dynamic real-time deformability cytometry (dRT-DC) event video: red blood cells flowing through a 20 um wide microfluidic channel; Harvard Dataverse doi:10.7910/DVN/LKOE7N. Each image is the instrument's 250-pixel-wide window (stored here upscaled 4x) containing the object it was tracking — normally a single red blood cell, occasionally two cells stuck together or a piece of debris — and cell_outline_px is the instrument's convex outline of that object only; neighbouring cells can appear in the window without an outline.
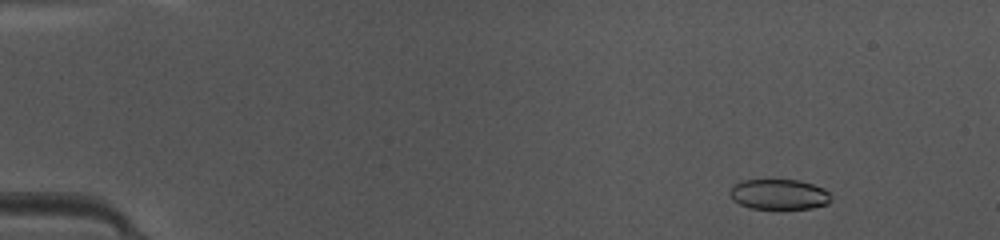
{"species": "common noctule bat (a hibernating species)", "species_latin": "Nyctalus noctula", "temperature_condition": "warm", "stored_images_in_passage": 47, "camera_frame_rate_fps": 3000, "um_per_image_px": 0.085, "animal": {"sex": "female", "body_mass_g": 10.0, "forearm_length_mm": 53.1}, "frame": {"image": 1, "passage_image": 6, "time_ms": 1.667, "image_size_px": [1000, 240], "cell_outline_px": [[832, 200], [828, 204], [812, 208], [748, 208], [732, 200], [728, 196], [728, 188], [740, 180], [800, 180], [824, 188], [832, 196]], "centroid_in_image_um": [66.18, 16.51], "position_along_channel_um": 18.8, "area_um2": 18.15}}
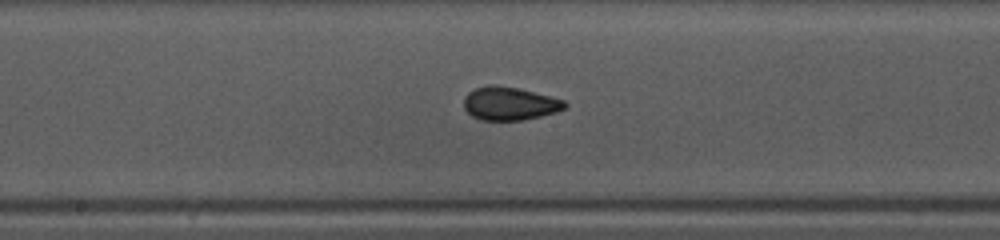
{"frame": {"image": 2, "passage_image": 26, "time_ms": 8.333, "image_size_px": [1000, 240], "cell_outline_px": [[568, 104], [564, 108], [556, 112], [540, 116], [520, 120], [480, 120], [472, 116], [464, 108], [464, 96], [468, 92], [476, 88], [492, 84], [516, 88], [564, 100]], "centroid_in_image_um": [43.28, 8.81], "position_along_channel_um": 204.9, "area_um2": 19.31}}
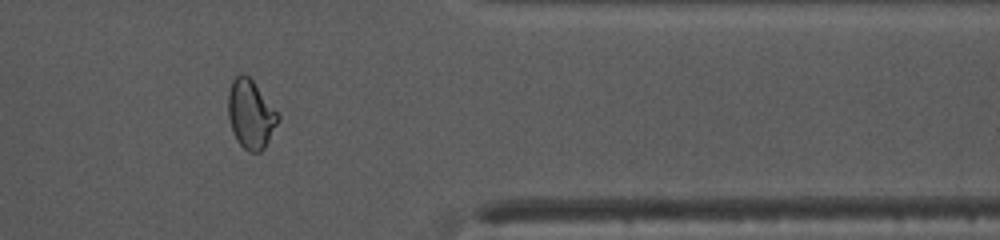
{"frame": {"image": 3, "passage_image": 40, "time_ms": 13.0, "image_size_px": [1000, 240], "cell_outline_px": [[280, 120], [264, 148], [260, 152], [248, 152], [236, 140], [232, 132], [228, 116], [228, 92], [232, 80], [240, 72], [244, 72], [252, 80], [280, 116]], "centroid_in_image_um": [21.29, 9.71], "position_along_channel_um": 390.1, "area_um2": 20.0}, "authors_computed_cell_mechanics": {"area_um2": 19.1896, "velocity_mm_per_s": 4.2385, "shape_relaxation_time_tau1_ms": null, "shape_relaxation_time_tau2_ms": 0.9329, "deformation_change_tau1": null, "deformation_change_tau2": 0.0567}}